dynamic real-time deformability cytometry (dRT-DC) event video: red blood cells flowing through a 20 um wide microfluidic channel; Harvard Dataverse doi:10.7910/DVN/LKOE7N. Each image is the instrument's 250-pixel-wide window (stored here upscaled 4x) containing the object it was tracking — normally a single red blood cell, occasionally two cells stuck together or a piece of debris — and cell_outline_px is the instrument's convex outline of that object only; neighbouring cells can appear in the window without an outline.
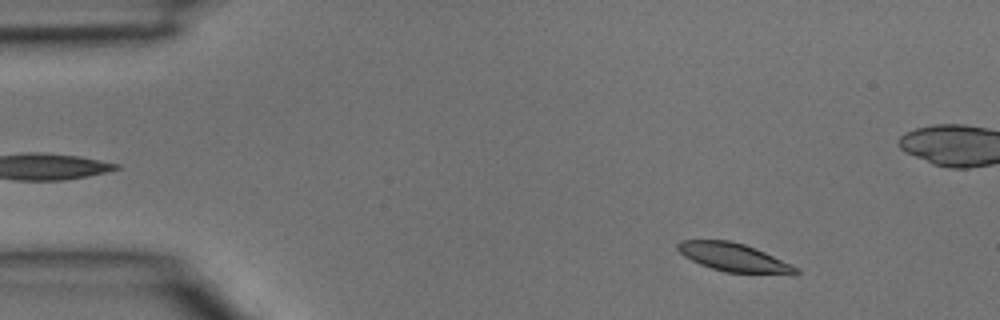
{"species": "common noctule bat (a hibernating species)", "species_latin": "Nyctalus noctula", "temperature_condition": "room temperature", "stored_images_in_passage": 39, "camera_frame_rate_fps": 3000, "um_per_image_px": 0.085, "animal": {"sex": "male", "body_mass_g": 15.6}, "frame": {"image": 1, "passage_image": 4, "time_ms": 1.0, "image_size_px": [1000, 320], "cell_outline_px": [[800, 272], [796, 276], [724, 272], [700, 264], [684, 256], [676, 248], [676, 244], [680, 240], [728, 240], [744, 244], [764, 252], [800, 268]], "centroid_in_image_um": [62.45, 21.91], "position_along_channel_um": 22.6, "area_um2": 19.88}}
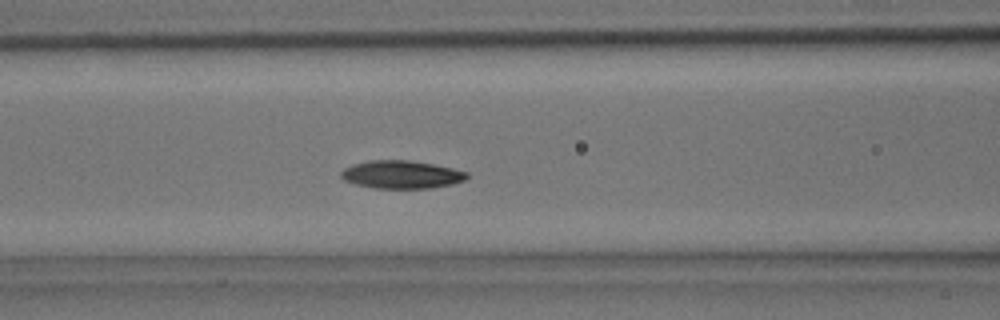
{"frame": {"image": 2, "passage_image": 15, "time_ms": 4.667, "image_size_px": [1000, 320], "cell_outline_px": [[468, 176], [464, 180], [452, 184], [432, 188], [372, 188], [356, 184], [344, 180], [340, 176], [340, 172], [344, 168], [352, 164], [368, 160], [408, 160], [432, 164], [452, 168], [468, 172]], "centroid_in_image_um": [34.09, 14.83], "position_along_channel_um": 132.5, "area_um2": 20.52}}
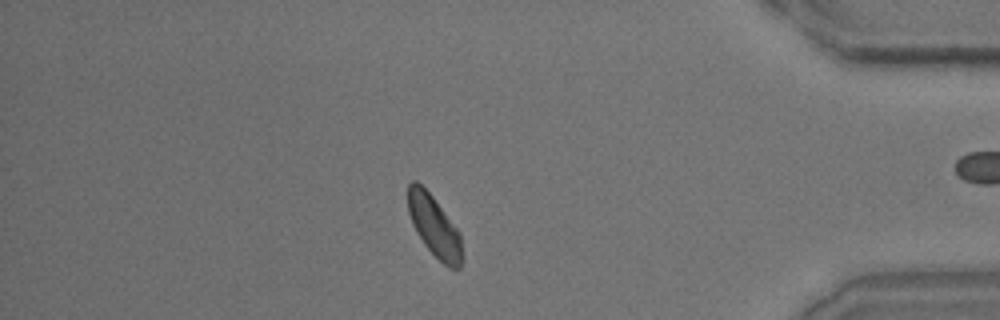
{"frame": {"image": 3, "passage_image": 33, "time_ms": 10.667, "image_size_px": [1000, 320], "cell_outline_px": [[464, 260], [460, 268], [448, 268], [424, 244], [416, 232], [412, 224], [408, 212], [408, 184], [412, 180], [416, 180], [432, 196], [460, 232], [464, 256]], "centroid_in_image_um": [36.94, 19.26], "position_along_channel_um": 398.3, "area_um2": 19.36}}